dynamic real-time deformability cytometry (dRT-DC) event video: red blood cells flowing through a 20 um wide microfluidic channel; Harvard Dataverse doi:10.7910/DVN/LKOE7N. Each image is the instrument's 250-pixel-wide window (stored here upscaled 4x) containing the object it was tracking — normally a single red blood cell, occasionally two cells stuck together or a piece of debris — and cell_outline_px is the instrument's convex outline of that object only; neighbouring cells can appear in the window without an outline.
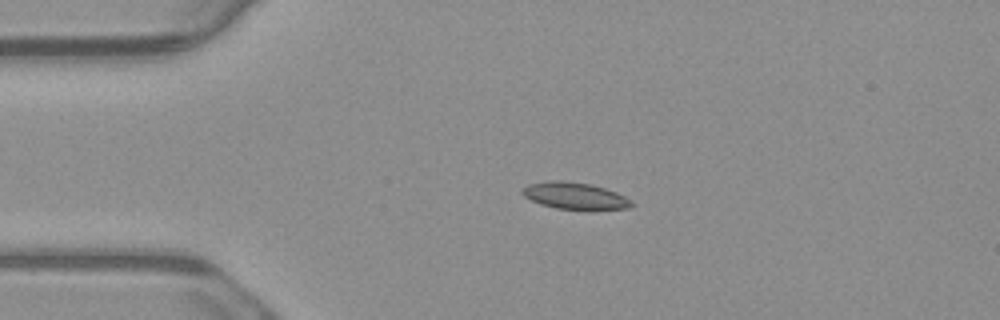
{"species": "common noctule bat (a hibernating species)", "species_latin": "Nyctalus noctula", "temperature_condition": "warm", "stored_images_in_passage": 4, "camera_frame_rate_fps": 3000, "um_per_image_px": 0.085, "animal": {"sex": "male", "body_mass_g": 23.1, "forearm_length_mm": 52.7}, "frame": {"image": 1, "passage_image": 3, "time_ms": 0.667, "image_size_px": [1000, 320], "cell_outline_px": [[636, 204], [628, 208], [588, 212], [556, 208], [540, 204], [524, 196], [520, 192], [520, 188], [528, 184], [548, 180], [560, 180], [592, 184], [616, 192], [632, 200]], "centroid_in_image_um": [48.89, 16.68], "position_along_channel_um": 36.1, "area_um2": 17.86}}